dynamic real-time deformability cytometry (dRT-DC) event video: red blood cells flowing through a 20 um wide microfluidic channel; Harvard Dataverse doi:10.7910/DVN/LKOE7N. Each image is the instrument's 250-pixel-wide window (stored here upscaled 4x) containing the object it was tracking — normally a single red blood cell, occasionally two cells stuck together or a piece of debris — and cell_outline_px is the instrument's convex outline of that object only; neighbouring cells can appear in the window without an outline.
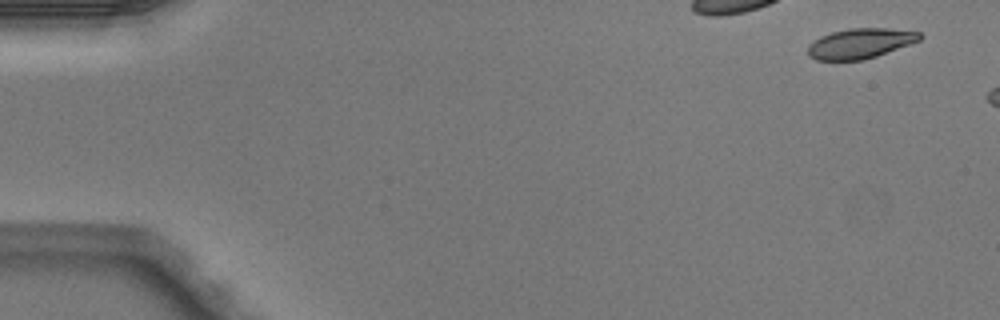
{"species": "Egyptian fruit bat (a non-hibernating species)", "species_latin": "Rousettus aegyptiacus", "temperature_condition": "warm", "stored_images_in_passage": 4, "camera_frame_rate_fps": 3000, "um_per_image_px": 0.085, "animal": {"sex": "male"}, "frame": {"image": 1, "passage_image": 1, "time_ms": 0.0, "image_size_px": [1000, 320], "cell_outline_px": [[924, 36], [920, 40], [876, 56], [864, 60], [816, 60], [808, 56], [808, 44], [820, 36], [832, 32], [848, 28], [888, 28], [920, 32]], "centroid_in_image_um": [73.1, 3.68], "position_along_channel_um": 11.9, "area_um2": 19.65}}